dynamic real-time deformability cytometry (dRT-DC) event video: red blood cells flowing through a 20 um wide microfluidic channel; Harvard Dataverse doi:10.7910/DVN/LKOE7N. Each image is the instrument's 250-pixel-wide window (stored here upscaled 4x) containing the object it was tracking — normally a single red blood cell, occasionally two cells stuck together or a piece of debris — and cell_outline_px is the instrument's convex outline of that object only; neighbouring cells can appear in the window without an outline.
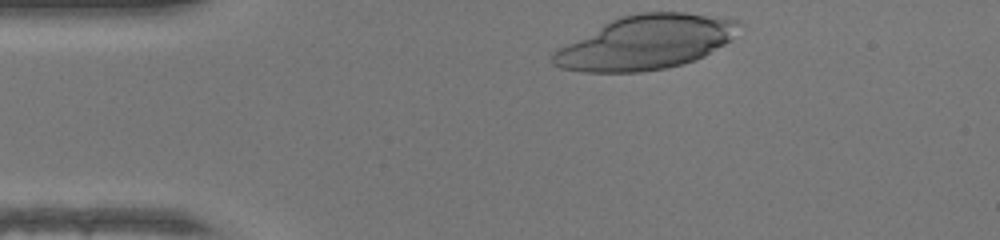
{"species": "human", "species_latin": "Homo sapiens", "temperature_condition": "warm", "stored_images_in_passage": 30, "camera_frame_rate_fps": 3000, "um_per_image_px": 0.085, "donor": {"sex": "female"}, "frame": {"image": 1, "passage_image": 1, "time_ms": 0.0, "image_size_px": [1000, 240], "cell_outline_px": [[740, 24], [728, 40], [724, 44], [704, 56], [696, 60], [684, 64], [664, 68], [640, 72], [584, 72], [560, 68], [552, 64], [552, 52], [604, 24], [620, 16], [640, 12], [684, 12], [720, 16], [736, 20]], "centroid_in_image_um": [54.89, 3.61], "position_along_channel_um": 30.1, "area_um2": 57.92}}